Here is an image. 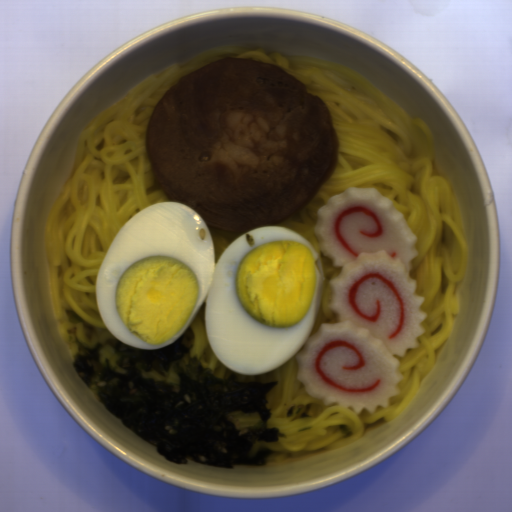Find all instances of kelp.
Listing matches in <instances>:
<instances>
[{"label":"kelp","mask_w":512,"mask_h":512,"mask_svg":"<svg viewBox=\"0 0 512 512\" xmlns=\"http://www.w3.org/2000/svg\"><path fill=\"white\" fill-rule=\"evenodd\" d=\"M72 335L77 351L72 368L95 398L129 431L155 447L158 454L173 464L185 465L192 460L212 468L234 469L236 466L263 467L275 454L267 446L253 453L256 441L266 444L286 438L275 426H268L273 415L267 394L278 381H260V375H241L225 366L224 376H217L204 367L198 354L191 356L196 336L188 324L177 340L156 349H139L107 336L106 345L118 354L115 370L111 359L100 360L104 345L99 341L90 347L80 340L77 326L65 329ZM181 377L179 393L165 381L142 376L135 366L145 371L152 368L160 375L170 370ZM257 412L259 420L240 431L227 418L233 411Z\"/></svg>","instance_id":"1"}]
</instances>
